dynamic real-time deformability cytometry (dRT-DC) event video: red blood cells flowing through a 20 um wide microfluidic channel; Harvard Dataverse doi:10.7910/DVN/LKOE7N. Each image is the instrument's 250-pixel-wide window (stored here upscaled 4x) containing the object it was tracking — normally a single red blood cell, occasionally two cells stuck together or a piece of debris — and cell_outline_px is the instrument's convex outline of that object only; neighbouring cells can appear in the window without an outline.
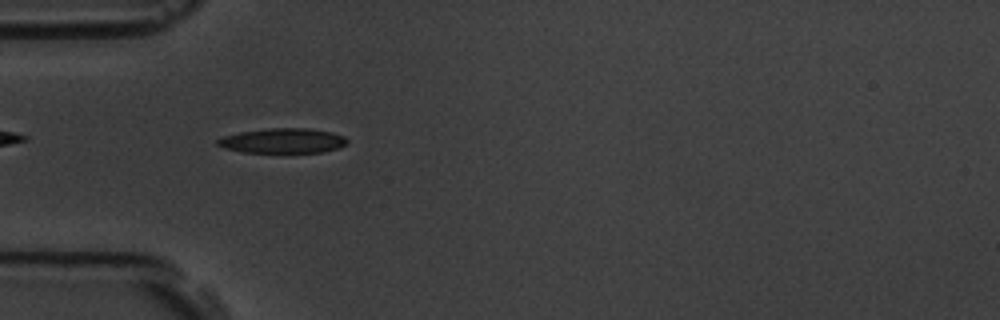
{"species": "common noctule bat (a hibernating species)", "species_latin": "Nyctalus noctula", "temperature_condition": "room temperature", "stored_images_in_passage": 17, "camera_frame_rate_fps": 3000, "um_per_image_px": 0.085, "animal": {"sex": "male", "body_mass_g": 19.5, "forearm_length_mm": 54.6}, "frame": {"image": 1, "passage_image": 6, "time_ms": 5.667, "image_size_px": [1000, 320], "cell_outline_px": [[348, 144], [340, 148], [324, 152], [244, 152], [224, 148], [216, 144], [216, 140], [224, 136], [240, 132], [272, 128], [308, 128], [332, 132], [344, 136], [348, 140]], "centroid_in_image_um": [24.09, 11.96], "position_along_channel_um": 60.9, "area_um2": 18.79}}
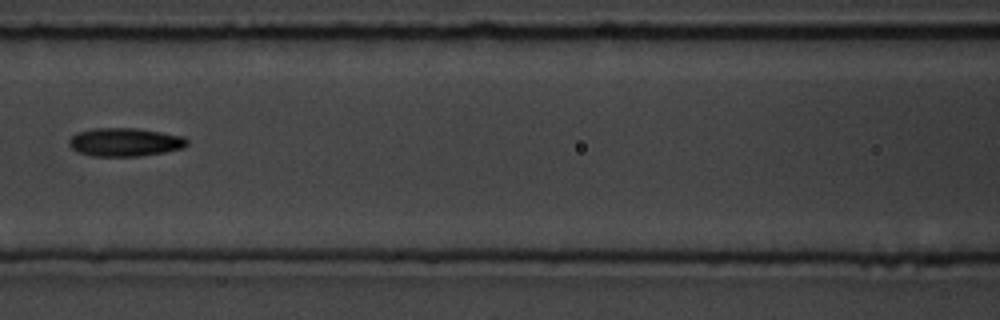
{"frame": {"image": 2, "passage_image": 8, "time_ms": 8.333, "image_size_px": [1000, 320], "cell_outline_px": [[188, 144], [184, 148], [164, 152], [140, 156], [92, 156], [80, 152], [72, 148], [68, 144], [68, 140], [76, 132], [92, 128], [136, 128], [184, 136], [188, 140]], "centroid_in_image_um": [10.62, 12.07], "position_along_channel_um": 156.0, "area_um2": 19.59}}
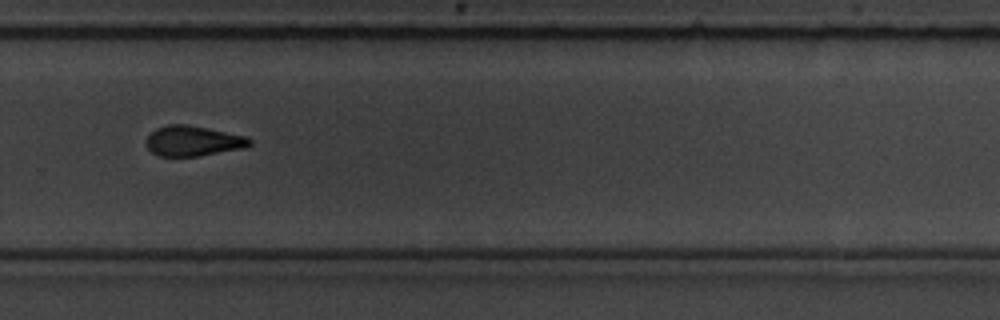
{"frame": {"image": 3, "passage_image": 12, "time_ms": 12.667, "image_size_px": [1000, 320], "cell_outline_px": [[252, 144], [244, 148], [200, 156], [160, 156], [152, 152], [148, 148], [148, 136], [156, 128], [168, 124], [188, 124], [248, 136], [252, 140]], "centroid_in_image_um": [16.47, 11.97], "position_along_channel_um": 313.3, "area_um2": 18.26}}